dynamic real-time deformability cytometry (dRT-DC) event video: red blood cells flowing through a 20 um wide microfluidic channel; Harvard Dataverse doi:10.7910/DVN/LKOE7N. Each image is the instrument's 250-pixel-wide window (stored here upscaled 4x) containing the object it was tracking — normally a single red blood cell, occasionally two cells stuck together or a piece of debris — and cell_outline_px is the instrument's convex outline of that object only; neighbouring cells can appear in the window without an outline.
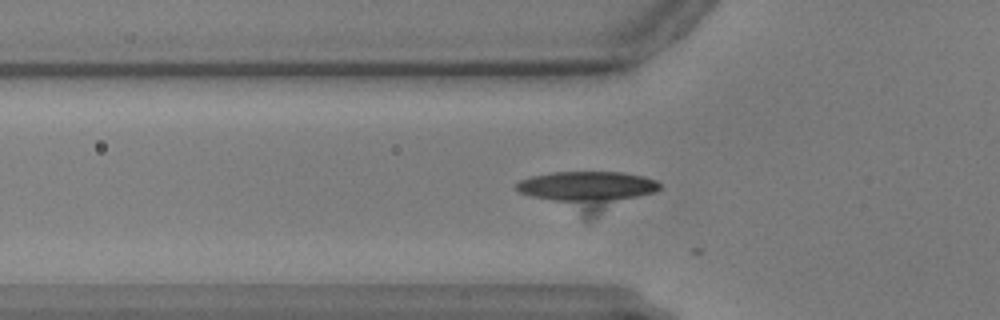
{"species": "common noctule bat (a hibernating species)", "species_latin": "Nyctalus noctula", "temperature_condition": "warm", "stored_images_in_passage": 21, "camera_frame_rate_fps": 3000, "um_per_image_px": 0.085, "animal": {"sex": "male", "body_mass_g": 17.9, "forearm_length_mm": 54.2}, "frame": {"image": 1, "passage_image": 20, "time_ms": 6.333, "image_size_px": [1000, 320], "cell_outline_px": [[660, 188], [656, 192], [584, 224], [512, 188], [520, 180], [532, 176], [552, 172], [620, 172], [640, 176], [656, 180], [660, 184]], "centroid_in_image_um": [49.89, 16.32], "position_along_channel_um": 75.9, "area_um2": 34.16}}